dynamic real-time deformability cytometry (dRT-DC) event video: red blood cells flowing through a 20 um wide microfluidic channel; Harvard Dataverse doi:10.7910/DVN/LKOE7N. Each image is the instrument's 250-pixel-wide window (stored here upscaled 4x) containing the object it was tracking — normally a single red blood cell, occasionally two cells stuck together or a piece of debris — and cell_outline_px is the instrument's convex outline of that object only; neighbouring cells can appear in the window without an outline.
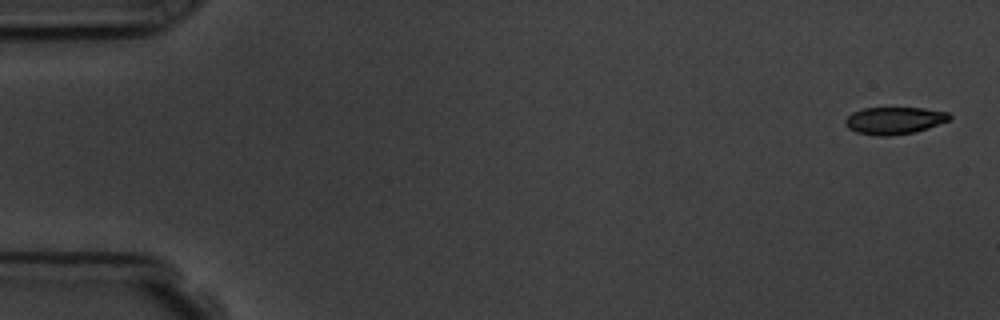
{"species": "common noctule bat (a hibernating species)", "species_latin": "Nyctalus noctula", "temperature_condition": "room temperature", "stored_images_in_passage": 5, "camera_frame_rate_fps": 3000, "um_per_image_px": 0.085, "animal": {"sex": "male", "body_mass_g": 19.5, "forearm_length_mm": 54.6}, "frame": {"image": 1, "passage_image": 1, "time_ms": 0.0, "image_size_px": [1000, 320], "cell_outline_px": [[952, 116], [948, 120], [928, 128], [916, 132], [888, 136], [876, 136], [856, 132], [848, 128], [844, 124], [844, 120], [852, 112], [864, 108], [924, 108], [948, 112]], "centroid_in_image_um": [75.99, 10.25], "position_along_channel_um": 9.0, "area_um2": 16.59}}
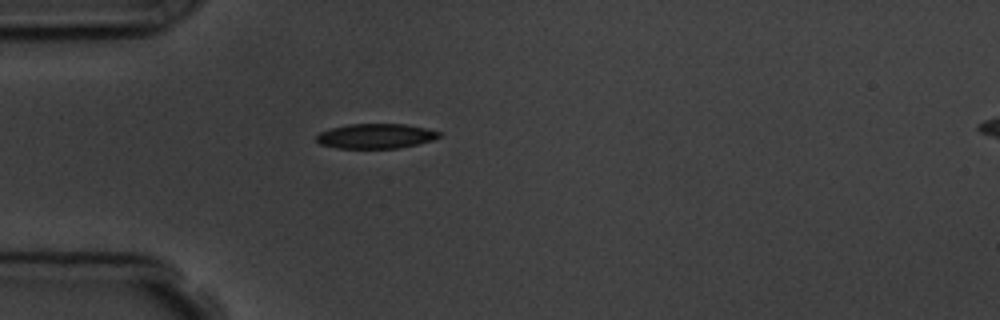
{"frame": {"image": 2, "passage_image": 5, "time_ms": 4.667, "image_size_px": [1000, 320], "cell_outline_px": [[440, 136], [432, 140], [400, 148], [336, 148], [320, 144], [316, 140], [316, 136], [320, 132], [332, 128], [348, 124], [404, 124], [424, 128], [440, 132]], "centroid_in_image_um": [31.91, 11.57], "position_along_channel_um": 53.1, "area_um2": 17.57}}